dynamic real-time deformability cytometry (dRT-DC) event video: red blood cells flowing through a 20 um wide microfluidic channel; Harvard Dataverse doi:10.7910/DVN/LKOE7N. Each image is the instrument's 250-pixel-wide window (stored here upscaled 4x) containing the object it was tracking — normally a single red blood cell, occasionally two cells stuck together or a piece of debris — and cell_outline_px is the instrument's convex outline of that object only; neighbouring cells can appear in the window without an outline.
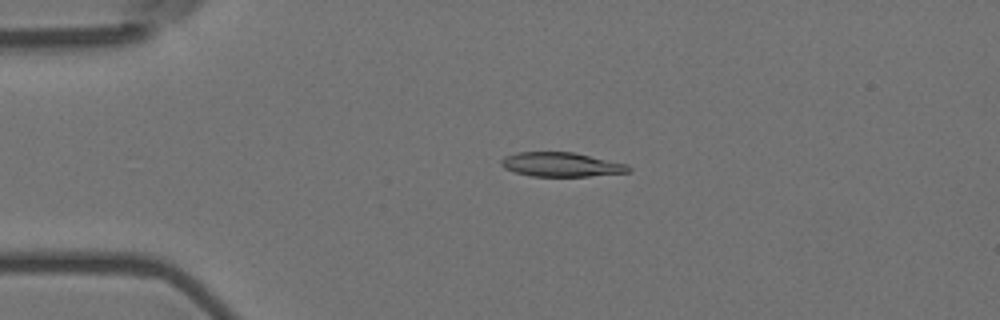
{"species": "Egyptian fruit bat (a non-hibernating species)", "species_latin": "Rousettus aegyptiacus", "temperature_condition": "room temperature", "stored_images_in_passage": 50, "camera_frame_rate_fps": 3000, "um_per_image_px": 0.085, "animal": {"sex": "female"}, "frame": {"image": 1, "passage_image": 13, "time_ms": 4.0, "image_size_px": [1000, 320], "cell_outline_px": [[632, 168], [628, 172], [588, 176], [532, 176], [516, 172], [504, 168], [500, 164], [500, 160], [504, 156], [516, 152], [572, 152], [628, 164]], "centroid_in_image_um": [47.68, 13.98], "position_along_channel_um": 37.3, "area_um2": 17.92}}
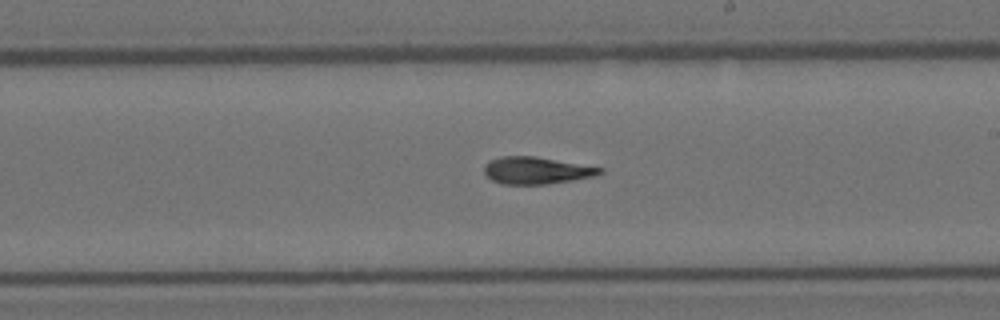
{"frame": {"image": 2, "passage_image": 33, "time_ms": 10.667, "image_size_px": [1000, 320], "cell_outline_px": [[604, 172], [596, 176], [548, 184], [504, 184], [492, 180], [484, 172], [484, 168], [492, 160], [500, 156], [536, 156], [604, 168]], "centroid_in_image_um": [45.65, 14.49], "position_along_channel_um": 243.4, "area_um2": 18.15}}
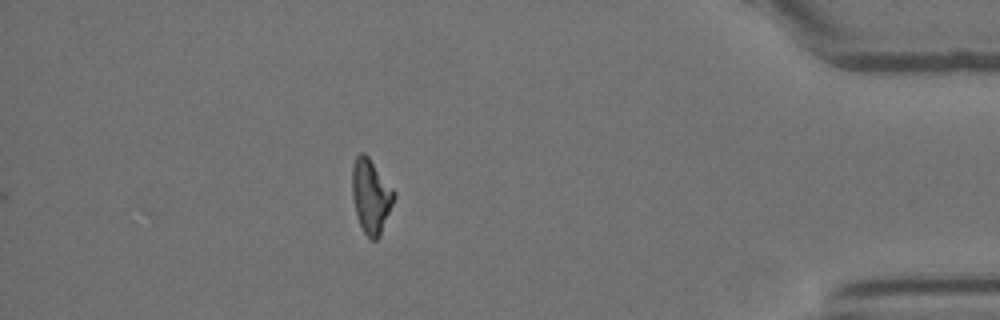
{"frame": {"image": 3, "passage_image": 50, "time_ms": 16.333, "image_size_px": [1000, 320], "cell_outline_px": [[396, 196], [380, 236], [376, 240], [372, 240], [364, 232], [360, 224], [356, 212], [352, 196], [352, 164], [356, 156], [360, 152], [364, 152], [368, 156], [396, 192]], "centroid_in_image_um": [31.53, 16.64], "position_along_channel_um": 403.7, "area_um2": 18.09}, "authors_computed_cell_mechanics": {"area_um2": 18.496, "velocity_mm_per_s": 3.6096, "shape_relaxation_time_tau1_ms": null, "shape_relaxation_time_tau2_ms": 9.0133, "deformation_change_tau1": null, "deformation_change_tau2": 0.1919}}